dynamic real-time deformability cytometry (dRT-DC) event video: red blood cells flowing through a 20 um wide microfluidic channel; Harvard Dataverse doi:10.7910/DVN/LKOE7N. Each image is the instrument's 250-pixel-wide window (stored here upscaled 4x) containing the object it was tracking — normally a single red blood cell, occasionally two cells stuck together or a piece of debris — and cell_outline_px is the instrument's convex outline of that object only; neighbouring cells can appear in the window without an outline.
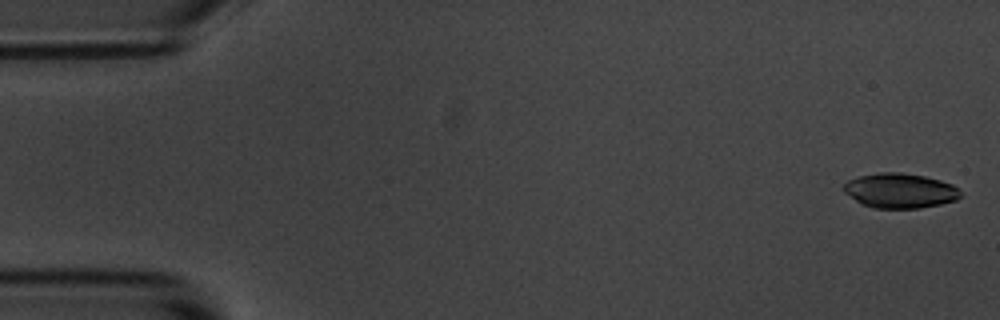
{"species": "common noctule bat (a hibernating species)", "species_latin": "Nyctalus noctula", "temperature_condition": "room temperature", "stored_images_in_passage": 4, "camera_frame_rate_fps": 3000, "um_per_image_px": 0.085, "animal": {"sex": "male", "body_mass_g": 20.1, "forearm_length_mm": 53.5}, "frame": {"image": 1, "passage_image": 1, "time_ms": 0.0, "image_size_px": [1000, 320], "cell_outline_px": [[964, 196], [956, 200], [940, 204], [920, 208], [872, 208], [856, 200], [844, 192], [844, 184], [848, 180], [860, 176], [880, 172], [900, 172], [924, 176], [940, 180], [952, 184], [960, 188]], "centroid_in_image_um": [76.56, 16.2], "position_along_channel_um": 8.4, "area_um2": 23.76}}
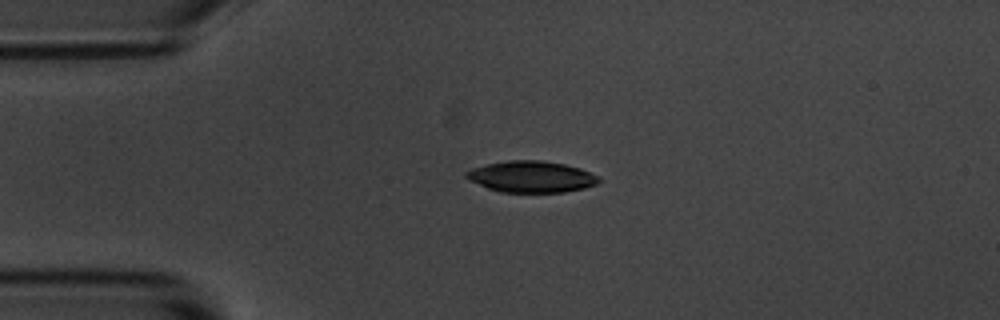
{"frame": {"image": 2, "passage_image": 4, "time_ms": 3.667, "image_size_px": [1000, 320], "cell_outline_px": [[600, 180], [596, 184], [584, 188], [564, 192], [500, 192], [488, 188], [468, 180], [464, 176], [464, 172], [472, 168], [488, 164], [508, 160], [540, 160], [564, 164], [580, 168], [600, 176]], "centroid_in_image_um": [45.15, 15.02], "position_along_channel_um": 39.8, "area_um2": 24.28}}